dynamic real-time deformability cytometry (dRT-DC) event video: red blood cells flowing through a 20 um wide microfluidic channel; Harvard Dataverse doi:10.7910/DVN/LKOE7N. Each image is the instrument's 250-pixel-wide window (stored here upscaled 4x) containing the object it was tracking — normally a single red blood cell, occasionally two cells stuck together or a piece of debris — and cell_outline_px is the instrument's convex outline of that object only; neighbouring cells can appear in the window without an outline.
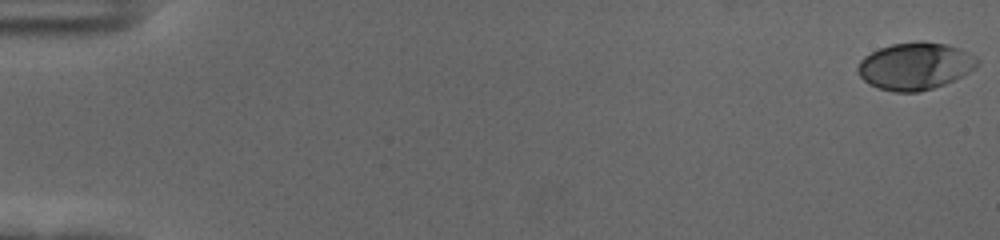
{"species": "human", "species_latin": "Homo sapiens", "temperature_condition": "cold", "stored_images_in_passage": 57, "camera_frame_rate_fps": 3000, "um_per_image_px": 0.085, "donor": {"sex": "female"}, "frame": {"image": 1, "passage_image": 1, "time_ms": 0.0, "image_size_px": [1000, 240], "cell_outline_px": [[980, 64], [976, 68], [964, 76], [956, 80], [920, 92], [892, 92], [868, 84], [856, 72], [856, 68], [860, 60], [864, 56], [880, 48], [892, 44], [948, 44], [960, 48], [976, 56], [980, 60]], "centroid_in_image_um": [77.81, 5.66], "position_along_channel_um": 7.2, "area_um2": 32.66}}
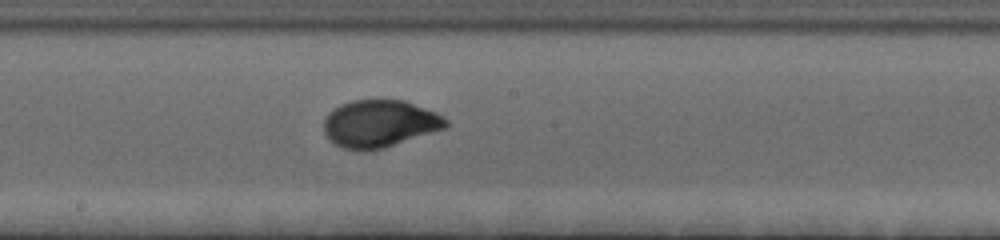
{"frame": {"image": 2, "passage_image": 32, "time_ms": 10.333, "image_size_px": [1000, 240], "cell_outline_px": [[448, 128], [384, 148], [364, 152], [360, 152], [340, 148], [324, 132], [324, 120], [328, 112], [340, 104], [352, 100], [404, 100], [436, 112], [444, 116], [448, 120]], "centroid_in_image_um": [32.29, 10.53], "position_along_channel_um": 215.9, "area_um2": 34.1}}
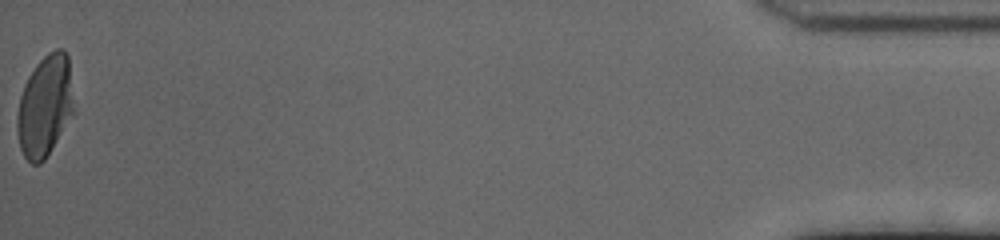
{"frame": {"image": 3, "passage_image": 57, "time_ms": 18.667, "image_size_px": [1000, 240], "cell_outline_px": [[72, 112], [52, 148], [44, 160], [40, 164], [32, 164], [24, 156], [20, 148], [16, 128], [16, 116], [20, 96], [24, 84], [28, 76], [36, 64], [48, 52], [56, 48], [64, 48], [68, 56], [72, 108]], "centroid_in_image_um": [3.76, 9.0], "position_along_channel_um": 431.4, "area_um2": 32.89}, "authors_computed_cell_mechanics": {"area_um2": 32.657, "velocity_mm_per_s": 3.6569, "shape_relaxation_time_tau1_ms": 3.7709, "shape_relaxation_time_tau2_ms": null, "deformation_change_tau1": 0.17, "deformation_change_tau2": null}}